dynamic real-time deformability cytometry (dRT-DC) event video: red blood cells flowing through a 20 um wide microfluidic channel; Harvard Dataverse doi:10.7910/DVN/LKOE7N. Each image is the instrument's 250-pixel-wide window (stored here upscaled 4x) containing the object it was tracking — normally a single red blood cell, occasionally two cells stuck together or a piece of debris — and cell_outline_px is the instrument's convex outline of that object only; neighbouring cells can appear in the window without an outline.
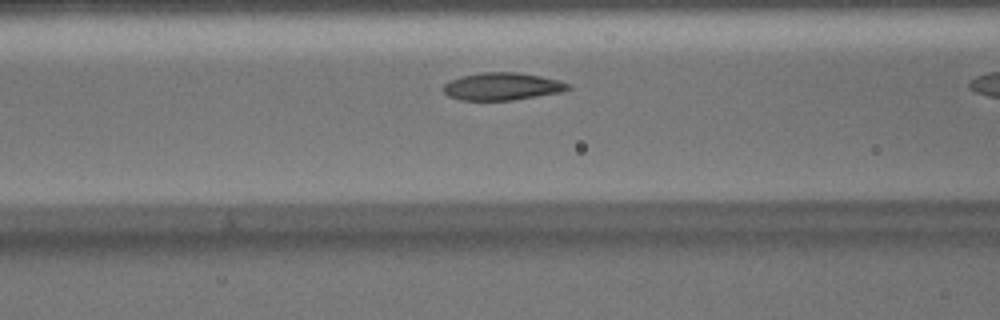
{"species": "Egyptian fruit bat (a non-hibernating species)", "species_latin": "Rousettus aegyptiacus", "temperature_condition": "warm", "stored_images_in_passage": 27, "camera_frame_rate_fps": 3000, "um_per_image_px": 0.085, "animal": {"sex": "male"}, "frame": {"image": 1, "passage_image": 8, "time_ms": 2.333, "image_size_px": [1000, 320], "cell_outline_px": [[572, 88], [560, 92], [512, 100], [460, 100], [448, 96], [444, 92], [444, 84], [448, 80], [460, 76], [480, 72], [516, 72], [540, 76], [560, 80], [568, 84]], "centroid_in_image_um": [42.65, 7.34], "position_along_channel_um": 124.0, "area_um2": 20.0}}